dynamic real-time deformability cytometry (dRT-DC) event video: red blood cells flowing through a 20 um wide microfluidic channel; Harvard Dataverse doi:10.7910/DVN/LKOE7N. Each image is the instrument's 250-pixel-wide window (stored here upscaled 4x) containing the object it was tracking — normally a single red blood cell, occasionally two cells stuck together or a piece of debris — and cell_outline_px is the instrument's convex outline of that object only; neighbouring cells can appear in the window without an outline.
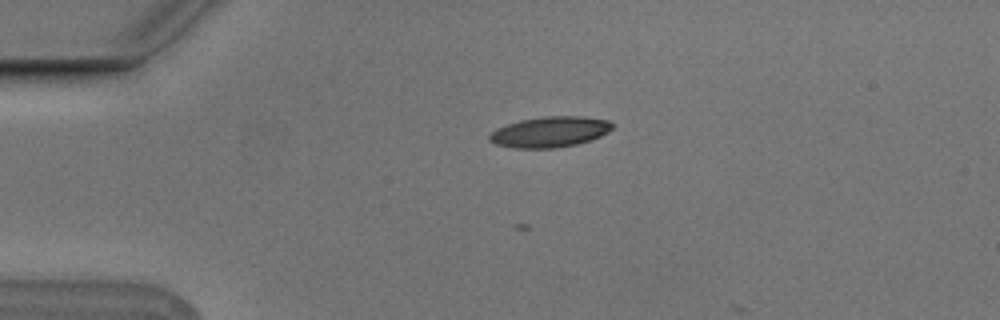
{"species": "Egyptian fruit bat (a non-hibernating species)", "species_latin": "Rousettus aegyptiacus", "temperature_condition": "cold", "stored_images_in_passage": 2, "camera_frame_rate_fps": 3000, "um_per_image_px": 0.085, "animal": {"sex": "male"}, "frame": {"image": 1, "passage_image": 1, "time_ms": 0.0, "image_size_px": [1000, 320], "cell_outline_px": [[616, 124], [608, 132], [592, 140], [576, 144], [556, 148], [512, 148], [496, 144], [488, 140], [488, 136], [496, 128], [520, 120], [544, 116], [584, 116], [608, 120]], "centroid_in_image_um": [46.76, 11.21], "position_along_channel_um": 38.2, "area_um2": 22.14}}